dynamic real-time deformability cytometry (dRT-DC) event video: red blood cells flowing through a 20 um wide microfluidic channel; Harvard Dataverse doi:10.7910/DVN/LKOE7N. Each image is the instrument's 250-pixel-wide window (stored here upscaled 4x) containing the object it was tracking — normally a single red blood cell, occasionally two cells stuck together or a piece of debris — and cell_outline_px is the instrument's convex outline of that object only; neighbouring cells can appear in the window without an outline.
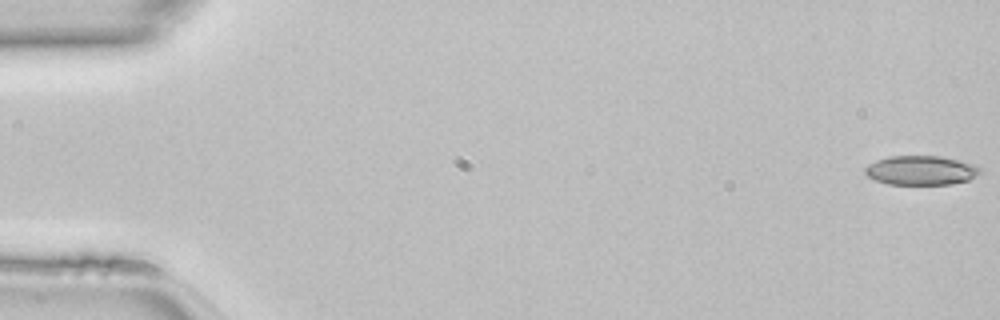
{"species": "common noctule bat (a hibernating species)", "species_latin": "Nyctalus noctula", "temperature_condition": "room temperature", "stored_images_in_passage": 48, "camera_frame_rate_fps": 3000, "um_per_image_px": 0.085, "animal": {"sex": "female", "body_mass_g": 22.7, "forearm_length_mm": 54.2}, "frame": {"image": 1, "passage_image": 1, "time_ms": 0.0, "image_size_px": [1000, 320], "cell_outline_px": [[984, 172], [968, 180], [952, 184], [888, 184], [876, 180], [868, 176], [864, 172], [864, 168], [868, 164], [876, 160], [888, 156], [940, 156], [976, 164]], "centroid_in_image_um": [78.31, 14.47], "position_along_channel_um": 6.7, "area_um2": 19.77}}
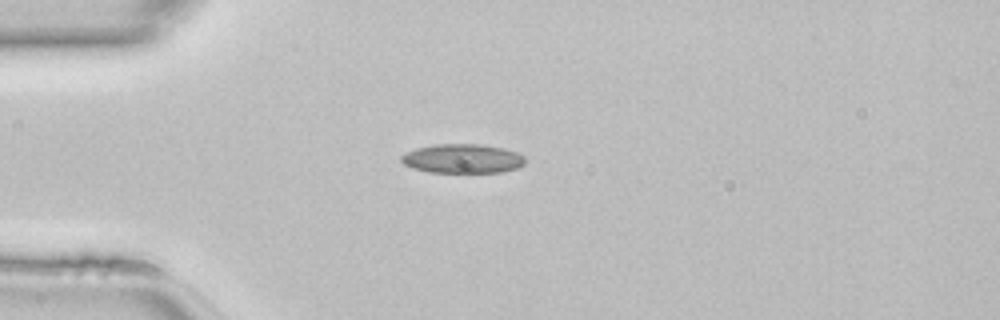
{"frame": {"image": 2, "passage_image": 13, "time_ms": 4.0, "image_size_px": [1000, 320], "cell_outline_px": [[524, 164], [516, 168], [504, 172], [428, 172], [412, 168], [404, 164], [400, 160], [400, 156], [404, 152], [416, 148], [436, 144], [484, 144], [504, 148], [516, 152], [524, 156]], "centroid_in_image_um": [39.29, 13.47], "position_along_channel_um": 45.7, "area_um2": 21.21}}
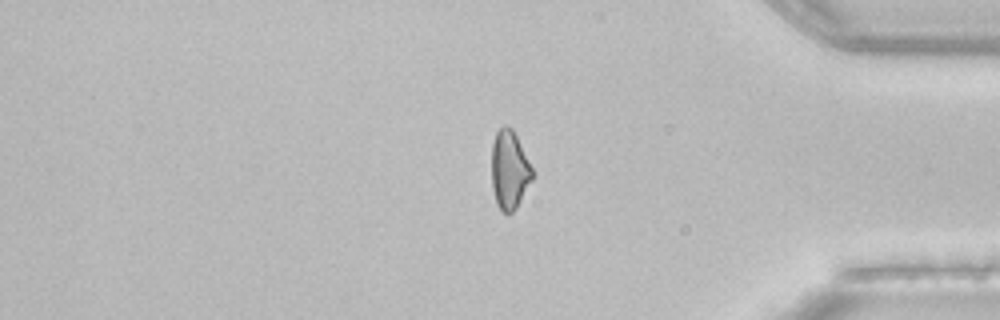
{"frame": {"image": 3, "passage_image": 40, "time_ms": 13.0, "image_size_px": [1000, 320], "cell_outline_px": [[532, 180], [516, 208], [512, 212], [504, 212], [496, 204], [492, 188], [492, 144], [496, 132], [504, 124], [508, 124], [512, 128], [532, 168]], "centroid_in_image_um": [43.28, 14.42], "position_along_channel_um": 391.9, "area_um2": 18.44}}